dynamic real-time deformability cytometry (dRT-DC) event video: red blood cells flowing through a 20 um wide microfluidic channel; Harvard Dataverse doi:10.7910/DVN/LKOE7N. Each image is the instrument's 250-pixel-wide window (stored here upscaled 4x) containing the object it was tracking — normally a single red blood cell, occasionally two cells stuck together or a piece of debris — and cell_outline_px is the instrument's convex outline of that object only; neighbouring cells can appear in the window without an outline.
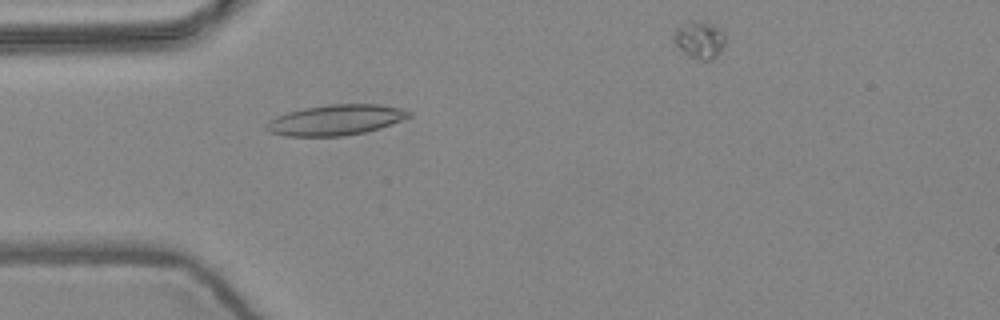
{"species": "common noctule bat (a hibernating species)", "species_latin": "Nyctalus noctula", "temperature_condition": "warm", "stored_images_in_passage": 5, "camera_frame_rate_fps": 3000, "um_per_image_px": 0.085, "animal": {"sex": "female", "body_mass_g": 24.6, "forearm_length_mm": 56.2}, "frame": {"image": 1, "passage_image": 4, "time_ms": 1.0, "image_size_px": [1000, 320], "cell_outline_px": [[412, 116], [380, 128], [364, 132], [344, 136], [284, 136], [268, 132], [264, 128], [268, 120], [276, 116], [288, 112], [304, 108], [328, 104], [380, 104], [400, 108], [412, 112]], "centroid_in_image_um": [28.51, 10.2], "position_along_channel_um": 56.5, "area_um2": 25.49}}